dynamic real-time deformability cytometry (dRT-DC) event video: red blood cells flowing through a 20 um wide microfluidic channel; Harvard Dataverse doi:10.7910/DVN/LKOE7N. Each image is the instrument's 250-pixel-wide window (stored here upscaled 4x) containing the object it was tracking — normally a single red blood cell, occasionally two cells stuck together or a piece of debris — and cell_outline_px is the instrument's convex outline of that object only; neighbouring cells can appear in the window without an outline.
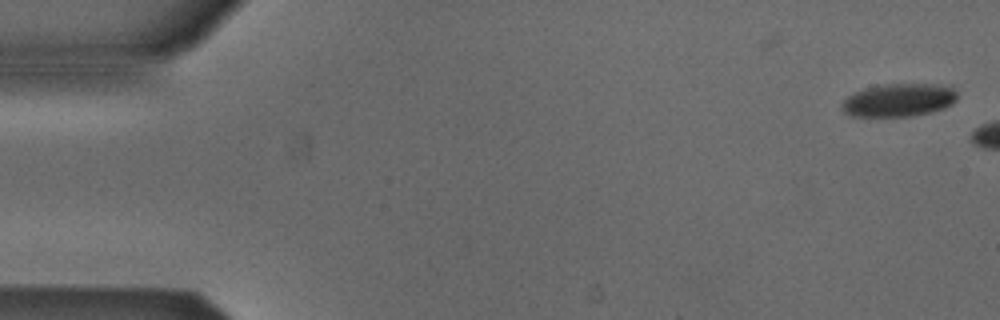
{"species": "Egyptian fruit bat (a non-hibernating species)", "species_latin": "Rousettus aegyptiacus", "temperature_condition": "cold", "stored_images_in_passage": 43, "camera_frame_rate_fps": 3000, "um_per_image_px": 0.085, "animal": {"sex": "male"}, "frame": {"image": 1, "passage_image": 1, "time_ms": 0.0, "image_size_px": [1000, 320], "cell_outline_px": [[956, 100], [952, 104], [944, 108], [912, 116], [848, 116], [840, 108], [840, 104], [848, 96], [864, 88], [884, 84], [952, 84], [956, 92]], "centroid_in_image_um": [76.41, 8.49], "position_along_channel_um": 8.6, "area_um2": 22.43}}
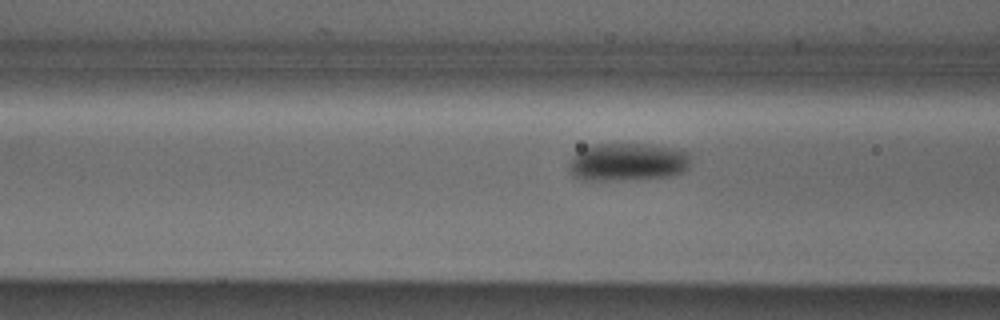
{"frame": {"image": 2, "passage_image": 20, "time_ms": 6.333, "image_size_px": [1000, 320], "cell_outline_px": [[688, 168], [684, 172], [668, 176], [616, 180], [584, 180], [576, 176], [568, 168], [572, 156], [584, 148], [592, 144], [644, 144], [672, 148], [688, 152]], "centroid_in_image_um": [53.33, 13.76], "position_along_channel_um": 113.3, "area_um2": 26.47}}
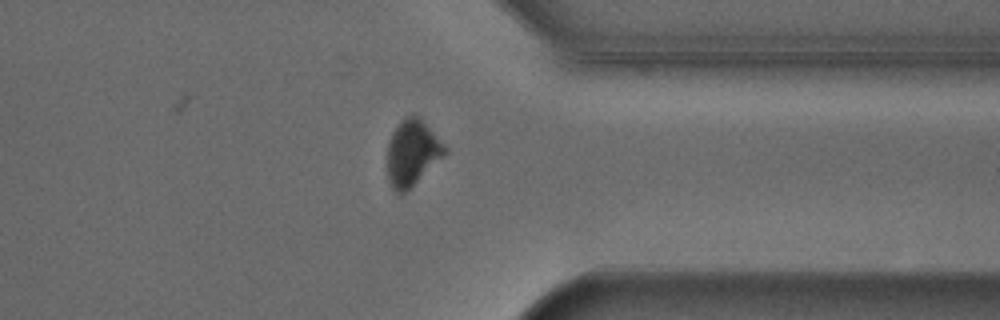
{"frame": {"image": 3, "passage_image": 41, "time_ms": 13.333, "image_size_px": [1000, 320], "cell_outline_px": [[448, 152], [400, 196], [392, 188], [388, 180], [388, 144], [392, 132], [400, 120], [408, 116], [420, 116], [448, 148]], "centroid_in_image_um": [35.04, 12.96], "position_along_channel_um": 376.4, "area_um2": 21.91}}